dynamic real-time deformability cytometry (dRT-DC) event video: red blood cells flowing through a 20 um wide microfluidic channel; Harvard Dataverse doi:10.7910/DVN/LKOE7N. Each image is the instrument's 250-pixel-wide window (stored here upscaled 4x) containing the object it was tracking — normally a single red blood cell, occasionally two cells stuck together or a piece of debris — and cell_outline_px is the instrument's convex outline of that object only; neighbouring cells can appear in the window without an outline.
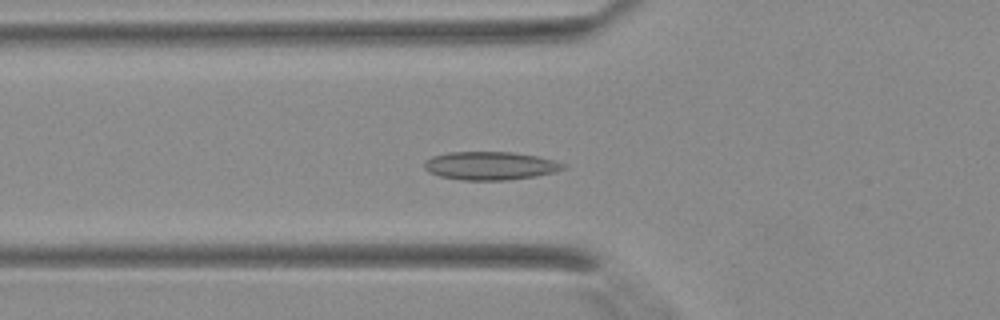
{"species": "Egyptian fruit bat (a non-hibernating species)", "species_latin": "Rousettus aegyptiacus", "temperature_condition": "warm", "stored_images_in_passage": 43, "segment_of_instrument_passage": [1, 2], "camera_frame_rate_fps": 3000, "um_per_image_px": 0.085, "animal": {"sex": "female"}, "frame": {"image": 1, "passage_image": 15, "time_ms": 4.667, "image_size_px": [1000, 320], "cell_outline_px": [[568, 168], [536, 176], [508, 180], [460, 180], [440, 176], [428, 172], [424, 168], [424, 160], [432, 156], [448, 152], [512, 152], [536, 156], [568, 164]], "centroid_in_image_um": [41.66, 14.09], "position_along_channel_um": 84.1, "area_um2": 23.0}}
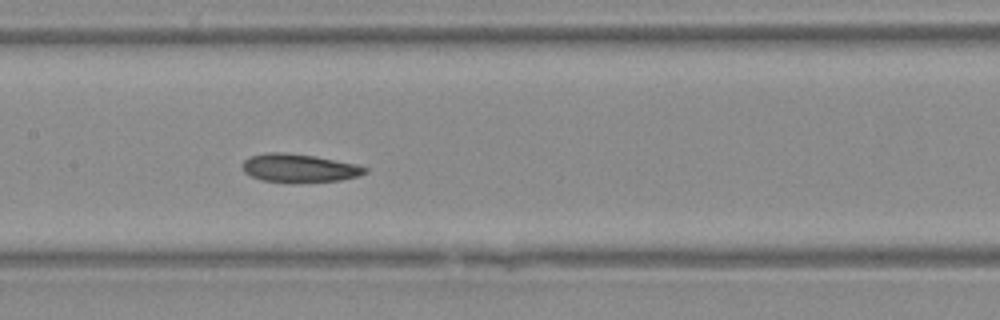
{"frame": {"image": 2, "passage_image": 21, "time_ms": 6.667, "image_size_px": [1000, 320], "cell_outline_px": [[368, 172], [356, 176], [340, 180], [264, 180], [252, 176], [244, 172], [244, 160], [248, 156], [264, 152], [284, 152], [316, 156], [356, 164], [368, 168]], "centroid_in_image_um": [25.43, 14.23], "position_along_channel_um": 182.0, "area_um2": 19.42}}
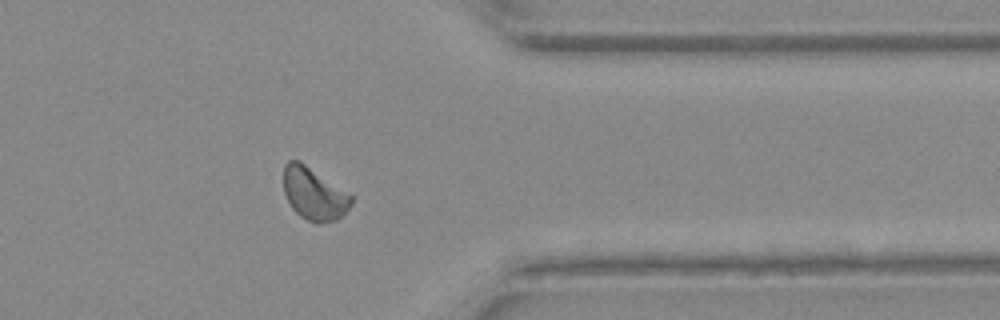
{"frame": {"image": 3, "passage_image": 34, "time_ms": 11.0, "image_size_px": [1000, 320], "cell_outline_px": [[356, 196], [352, 204], [336, 220], [320, 224], [316, 224], [300, 216], [292, 208], [284, 192], [284, 164], [288, 160], [300, 160]], "centroid_in_image_um": [26.73, 16.45], "position_along_channel_um": 384.7, "area_um2": 21.1}}